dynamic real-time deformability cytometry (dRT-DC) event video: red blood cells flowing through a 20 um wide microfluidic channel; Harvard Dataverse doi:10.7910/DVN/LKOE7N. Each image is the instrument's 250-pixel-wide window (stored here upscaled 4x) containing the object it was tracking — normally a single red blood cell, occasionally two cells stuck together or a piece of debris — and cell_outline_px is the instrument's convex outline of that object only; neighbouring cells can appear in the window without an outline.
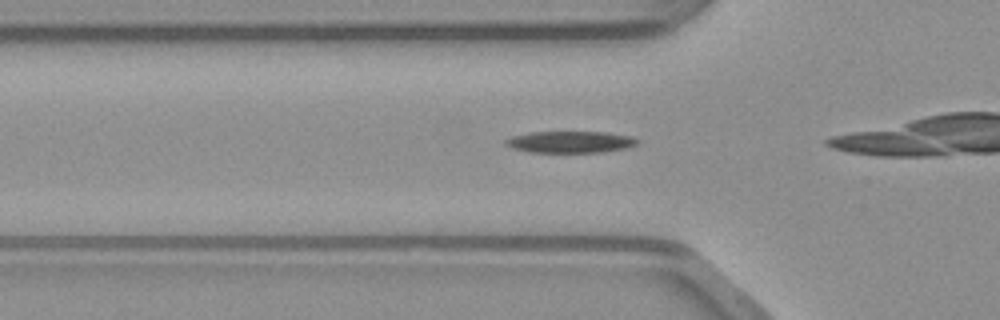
{"species": "common noctule bat (a hibernating species)", "species_latin": "Nyctalus noctula", "temperature_condition": "warm", "stored_images_in_passage": 16, "camera_frame_rate_fps": 3000, "um_per_image_px": 0.085, "animal": {"sex": "male", "body_mass_g": 23.1, "forearm_length_mm": 52.7}, "frame": {"image": 1, "passage_image": 12, "time_ms": 3.667, "image_size_px": [1000, 320], "cell_outline_px": [[640, 140], [636, 144], [628, 148], [604, 152], [528, 152], [512, 148], [504, 144], [504, 140], [512, 136], [528, 132], [604, 132], [632, 136]], "centroid_in_image_um": [48.47, 12.07], "position_along_channel_um": 77.3, "area_um2": 16.76}}